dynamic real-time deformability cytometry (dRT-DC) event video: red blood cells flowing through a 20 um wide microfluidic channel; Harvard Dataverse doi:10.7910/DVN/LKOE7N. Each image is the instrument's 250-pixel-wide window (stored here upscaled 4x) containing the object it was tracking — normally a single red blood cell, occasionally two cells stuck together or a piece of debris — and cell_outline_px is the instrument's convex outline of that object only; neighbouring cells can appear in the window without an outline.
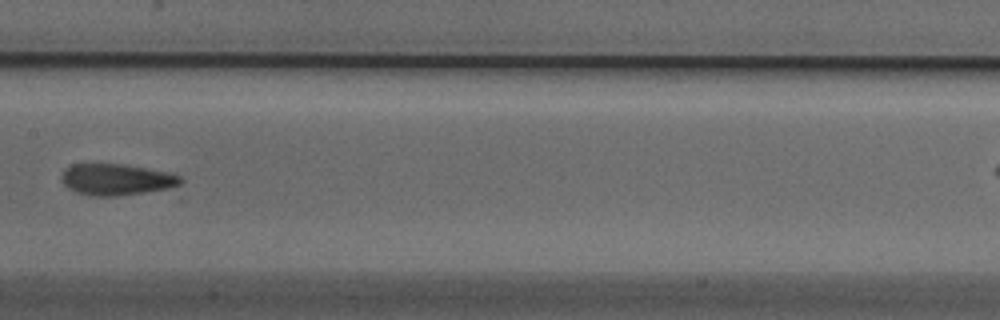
{"species": "Egyptian fruit bat (a non-hibernating species)", "species_latin": "Rousettus aegyptiacus", "temperature_condition": "cold", "stored_images_in_passage": 7, "camera_frame_rate_fps": 3000, "um_per_image_px": 0.085, "animal": {"sex": "male"}, "frame": {"image": 1, "passage_image": 6, "time_ms": 1.667, "image_size_px": [1000, 320], "cell_outline_px": [[184, 180], [180, 184], [168, 188], [116, 196], [92, 196], [76, 192], [68, 188], [60, 180], [64, 168], [72, 164], [124, 164], [172, 172], [180, 176]], "centroid_in_image_um": [9.89, 15.24], "position_along_channel_um": 197.5, "area_um2": 21.85}}
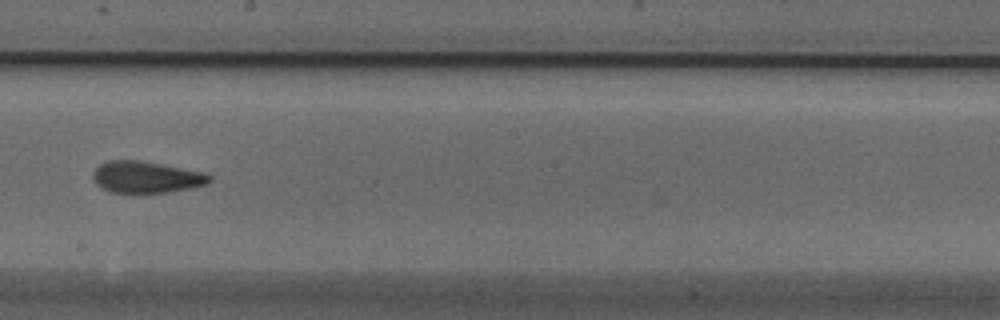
{"frame": {"image": 2, "passage_image": 7, "time_ms": 2.0, "image_size_px": [1000, 320], "cell_outline_px": [[212, 180], [208, 184], [168, 192], [108, 192], [96, 184], [92, 176], [92, 172], [100, 164], [108, 160], [136, 160], [160, 164], [204, 172], [212, 176]], "centroid_in_image_um": [12.41, 15.05], "position_along_channel_um": 235.8, "area_um2": 21.33}}